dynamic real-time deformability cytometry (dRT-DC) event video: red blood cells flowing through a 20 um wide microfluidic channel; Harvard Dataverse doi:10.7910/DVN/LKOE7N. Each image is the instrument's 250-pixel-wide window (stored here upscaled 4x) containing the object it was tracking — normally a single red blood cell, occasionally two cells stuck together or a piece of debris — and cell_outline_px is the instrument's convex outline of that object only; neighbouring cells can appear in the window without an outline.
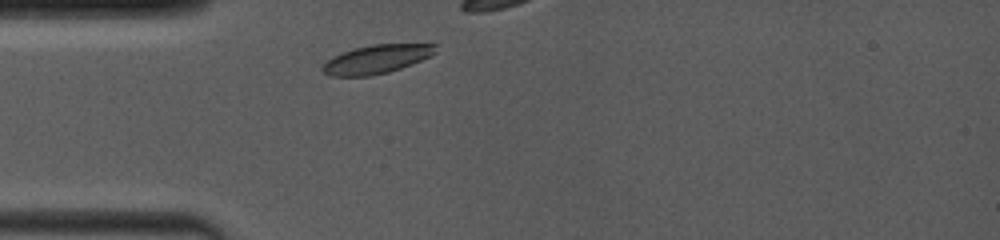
{"species": "common noctule bat (a hibernating species)", "species_latin": "Nyctalus noctula", "temperature_condition": "room temperature", "stored_images_in_passage": 15, "camera_frame_rate_fps": 4000, "um_per_image_px": 0.085, "animal": {"sex": "female", "body_mass_g": 19.0, "forearm_length_mm": 53.3}, "frame": {"image": 1, "passage_image": 3, "time_ms": 0.5, "image_size_px": [1000, 240], "cell_outline_px": [[436, 52], [432, 56], [412, 64], [388, 72], [372, 76], [332, 76], [324, 72], [320, 68], [332, 56], [340, 52], [372, 44], [436, 44]], "centroid_in_image_um": [32.01, 5.03], "position_along_channel_um": 53.0, "area_um2": 18.9}}
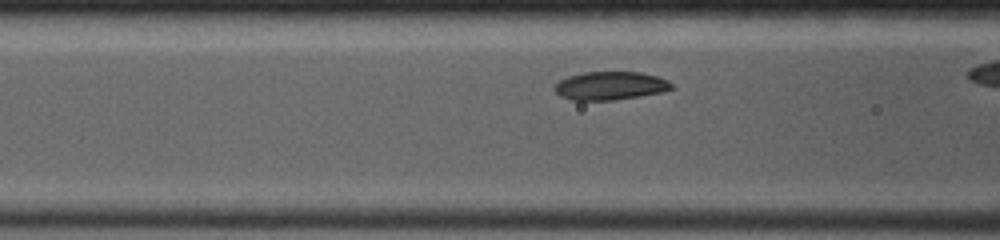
{"frame": {"image": 2, "passage_image": 11, "time_ms": 2.25, "image_size_px": [1000, 240], "cell_outline_px": [[676, 88], [660, 92], [640, 96], [612, 100], [572, 100], [560, 96], [552, 88], [560, 80], [568, 76], [584, 72], [640, 72], [656, 76], [668, 80]], "centroid_in_image_um": [51.87, 7.29], "position_along_channel_um": 114.7, "area_um2": 19.31}}